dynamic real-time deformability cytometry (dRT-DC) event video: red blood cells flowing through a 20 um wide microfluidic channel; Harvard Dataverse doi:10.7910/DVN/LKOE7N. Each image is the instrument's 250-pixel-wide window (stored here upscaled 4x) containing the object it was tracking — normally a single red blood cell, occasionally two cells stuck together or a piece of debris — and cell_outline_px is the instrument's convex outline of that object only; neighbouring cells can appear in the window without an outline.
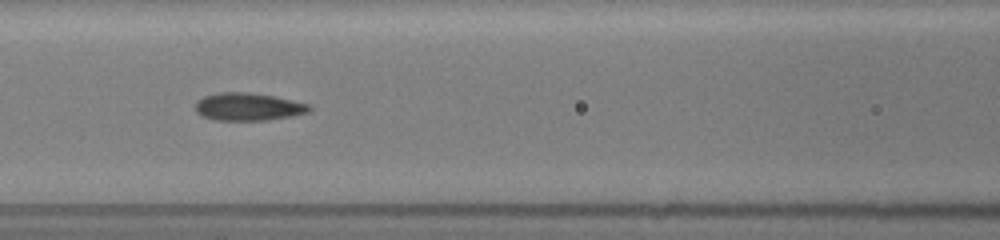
{"species": "common noctule bat (a hibernating species)", "species_latin": "Nyctalus noctula", "temperature_condition": "room temperature", "stored_images_in_passage": 20, "camera_frame_rate_fps": 3000, "um_per_image_px": 0.085, "animal": {"sex": "female", "body_mass_g": 19.5, "forearm_length_mm": 54.1}, "frame": {"image": 1, "passage_image": 15, "time_ms": 7.0, "image_size_px": [1000, 240], "cell_outline_px": [[312, 108], [308, 112], [292, 116], [268, 120], [212, 120], [196, 112], [196, 100], [204, 96], [220, 92], [248, 92], [272, 96], [312, 104]], "centroid_in_image_um": [21.11, 9.07], "position_along_channel_um": 145.5, "area_um2": 18.44}}
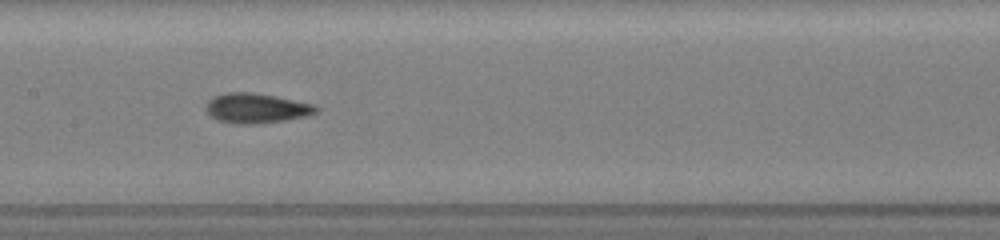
{"frame": {"image": 2, "passage_image": 17, "time_ms": 8.0, "image_size_px": [1000, 240], "cell_outline_px": [[320, 108], [316, 112], [308, 116], [260, 124], [240, 124], [220, 120], [212, 116], [204, 108], [208, 100], [212, 96], [224, 92], [252, 92], [276, 96], [316, 104]], "centroid_in_image_um": [21.81, 9.18], "position_along_channel_um": 185.6, "area_um2": 19.36}}
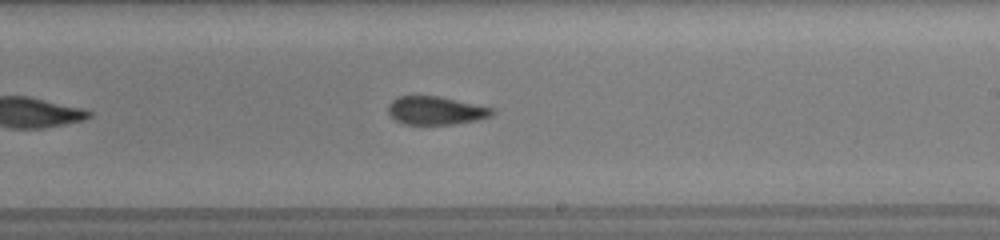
{"frame": {"image": 3, "passage_image": 20, "time_ms": 9.667, "image_size_px": [1000, 240], "cell_outline_px": [[496, 112], [492, 116], [476, 120], [452, 124], [404, 124], [396, 120], [388, 112], [388, 104], [392, 100], [400, 96], [440, 96], [496, 108]], "centroid_in_image_um": [37.09, 9.39], "position_along_channel_um": 251.9, "area_um2": 17.22}}